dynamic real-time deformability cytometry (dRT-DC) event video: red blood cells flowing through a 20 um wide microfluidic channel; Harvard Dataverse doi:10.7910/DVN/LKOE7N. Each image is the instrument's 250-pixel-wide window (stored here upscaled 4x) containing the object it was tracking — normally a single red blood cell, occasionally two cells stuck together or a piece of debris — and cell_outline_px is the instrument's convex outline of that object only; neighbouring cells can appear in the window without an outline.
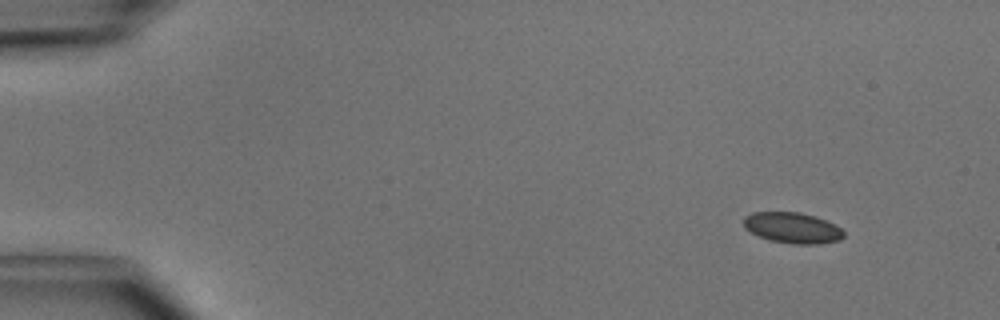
{"species": "common noctule bat (a hibernating species)", "species_latin": "Nyctalus noctula", "temperature_condition": "cold", "stored_images_in_passage": 50, "camera_frame_rate_fps": 3000, "um_per_image_px": 0.085, "animal": {"sex": "male", "body_mass_g": 15.6}, "frame": {"image": 1, "passage_image": 5, "time_ms": 1.333, "image_size_px": [1000, 320], "cell_outline_px": [[844, 236], [840, 240], [816, 244], [792, 244], [772, 240], [760, 236], [744, 228], [744, 216], [752, 212], [800, 212], [816, 216], [840, 228], [844, 232]], "centroid_in_image_um": [67.35, 19.36], "position_along_channel_um": 17.6, "area_um2": 17.8}}
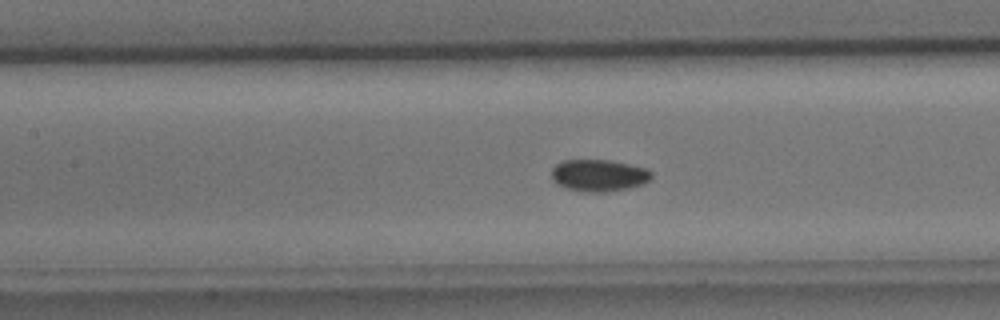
{"frame": {"image": 2, "passage_image": 23, "time_ms": 7.333, "image_size_px": [1000, 320], "cell_outline_px": [[652, 176], [644, 184], [628, 188], [604, 192], [584, 192], [568, 188], [556, 184], [552, 180], [552, 168], [556, 164], [564, 160], [608, 160], [648, 168], [652, 172]], "centroid_in_image_um": [50.9, 14.91], "position_along_channel_um": 156.5, "area_um2": 18.61}}
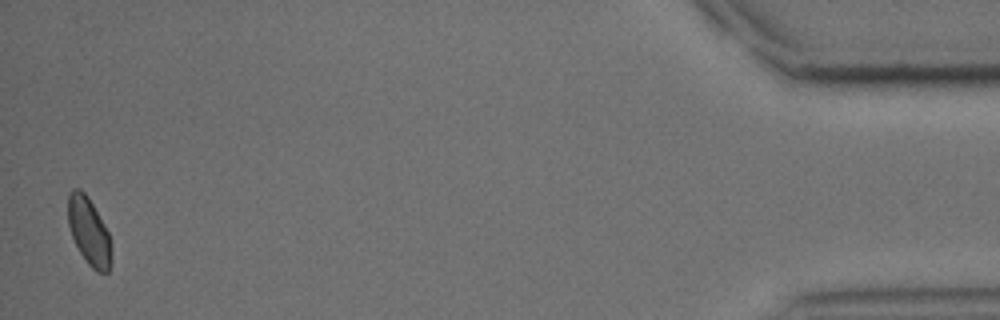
{"frame": {"image": 3, "passage_image": 49, "time_ms": 16.0, "image_size_px": [1000, 320], "cell_outline_px": [[112, 260], [108, 272], [96, 272], [88, 264], [80, 252], [72, 236], [68, 224], [68, 192], [72, 188], [80, 188], [88, 196], [108, 232], [112, 252]], "centroid_in_image_um": [7.56, 19.66], "position_along_channel_um": 427.6, "area_um2": 17.05}, "authors_computed_cell_mechanics": {"area_um2": 18.0047, "velocity_mm_per_s": 4.0814, "shape_relaxation_time_tau1_ms": 1.7111, "shape_relaxation_time_tau2_ms": null, "deformation_change_tau1": 0.0482, "deformation_change_tau2": null}}